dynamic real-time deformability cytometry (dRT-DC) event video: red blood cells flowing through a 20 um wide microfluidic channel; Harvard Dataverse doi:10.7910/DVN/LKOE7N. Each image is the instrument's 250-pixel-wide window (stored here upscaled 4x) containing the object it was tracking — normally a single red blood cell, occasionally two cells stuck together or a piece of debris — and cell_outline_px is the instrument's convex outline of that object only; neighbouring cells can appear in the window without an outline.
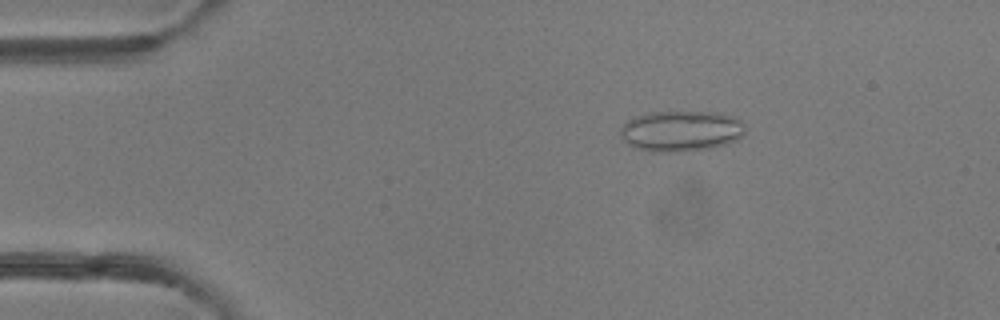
{"species": "common noctule bat (a hibernating species)", "species_latin": "Nyctalus noctula", "temperature_condition": "room temperature", "stored_images_in_passage": 50, "camera_frame_rate_fps": 3000, "um_per_image_px": 0.085, "animal": {"sex": "female"}, "frame": {"image": 1, "passage_image": 9, "time_ms": 2.667, "image_size_px": [1000, 320], "cell_outline_px": [[744, 132], [736, 140], [712, 148], [684, 152], [652, 152], [632, 148], [620, 136], [620, 128], [632, 116], [652, 112], [708, 112], [736, 116], [744, 124]], "centroid_in_image_um": [57.84, 11.15], "position_along_channel_um": 27.2, "area_um2": 29.94}}
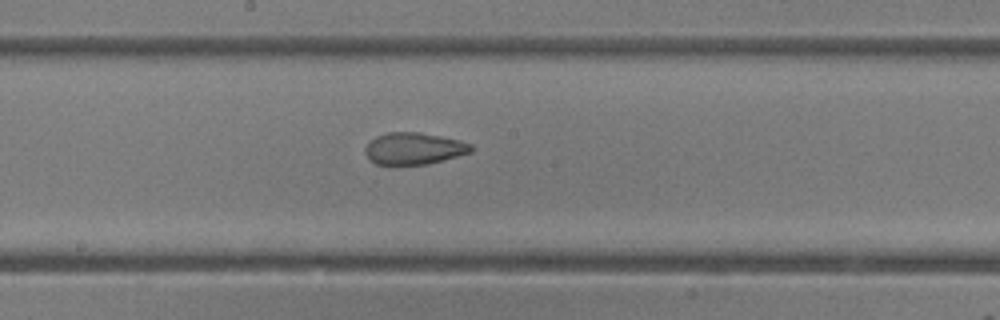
{"frame": {"image": 2, "passage_image": 27, "time_ms": 8.667, "image_size_px": [1000, 320], "cell_outline_px": [[476, 148], [472, 152], [428, 164], [376, 164], [368, 160], [364, 152], [364, 148], [376, 136], [388, 132], [420, 132], [460, 140], [472, 144]], "centroid_in_image_um": [35.2, 12.62], "position_along_channel_um": 213.0, "area_um2": 19.77}}
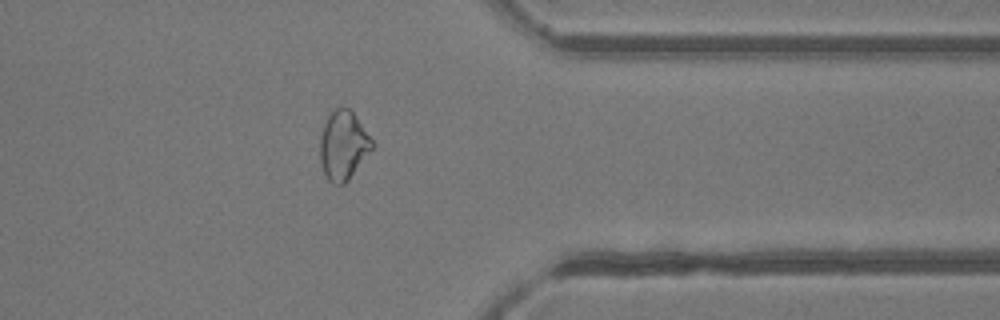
{"frame": {"image": 3, "passage_image": 40, "time_ms": 13.0, "image_size_px": [1000, 320], "cell_outline_px": [[372, 148], [348, 180], [344, 184], [332, 184], [328, 180], [324, 172], [320, 160], [320, 136], [324, 124], [328, 116], [336, 108], [348, 108], [356, 116], [372, 140]], "centroid_in_image_um": [29.15, 12.37], "position_along_channel_um": 382.2, "area_um2": 20.46}, "authors_computed_cell_mechanics": {"area_um2": 23.0333, "velocity_mm_per_s": 4.1554, "shape_relaxation_time_tau1_ms": null, "shape_relaxation_time_tau2_ms": 1.5918, "deformation_change_tau1": null, "deformation_change_tau2": 0.0649}}